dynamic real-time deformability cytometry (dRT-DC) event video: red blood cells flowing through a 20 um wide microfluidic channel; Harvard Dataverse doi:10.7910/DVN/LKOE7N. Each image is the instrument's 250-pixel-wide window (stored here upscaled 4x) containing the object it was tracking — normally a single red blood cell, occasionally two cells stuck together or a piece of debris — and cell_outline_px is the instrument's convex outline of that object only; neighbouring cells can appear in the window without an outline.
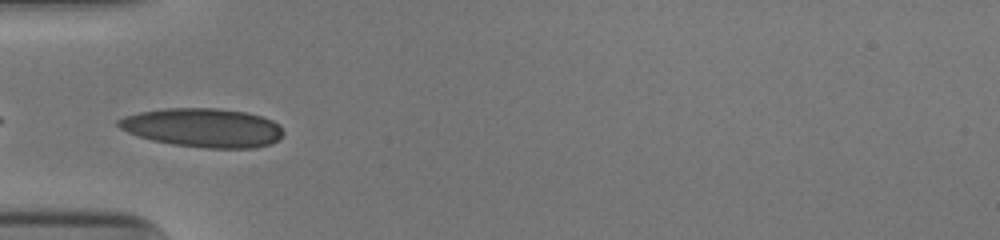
{"species": "human", "species_latin": "Homo sapiens", "temperature_condition": "cold", "stored_images_in_passage": 35, "camera_frame_rate_fps": 3000, "um_per_image_px": 0.085, "donor": {"sex": "male"}, "frame": {"image": 1, "passage_image": 1, "time_ms": 0.0, "image_size_px": [1000, 240], "cell_outline_px": [[284, 132], [272, 144], [252, 148], [204, 148], [172, 144], [152, 140], [128, 132], [120, 128], [116, 124], [116, 120], [124, 116], [140, 112], [164, 108], [216, 108], [244, 112], [260, 116], [272, 120]], "centroid_in_image_um": [17.22, 10.85], "position_along_channel_um": 67.8, "area_um2": 37.17}}
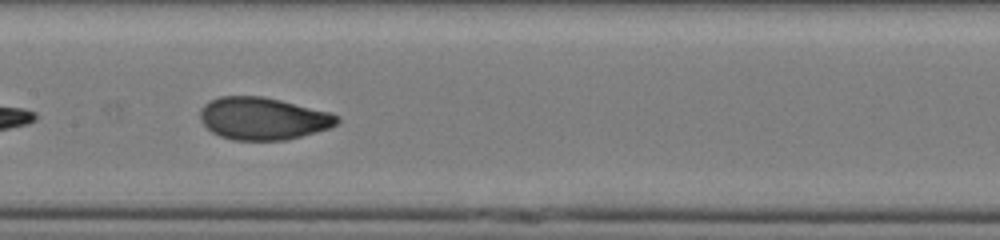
{"frame": {"image": 2, "passage_image": 10, "time_ms": 3.0, "image_size_px": [1000, 240], "cell_outline_px": [[340, 120], [336, 124], [328, 128], [316, 132], [288, 140], [232, 140], [220, 136], [212, 132], [200, 120], [200, 108], [204, 104], [220, 96], [264, 96], [332, 112], [340, 116]], "centroid_in_image_um": [22.37, 10.07], "position_along_channel_um": 185.0, "area_um2": 34.04}}
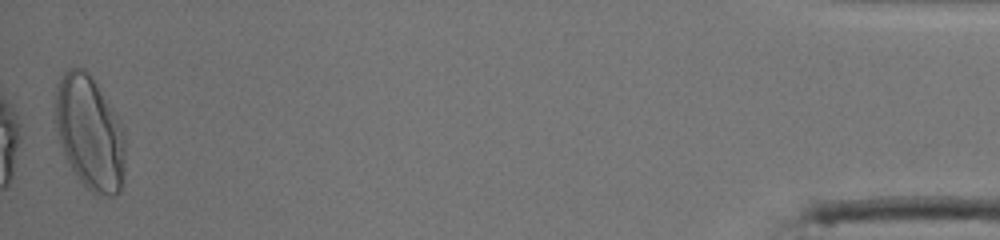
{"frame": {"image": 3, "passage_image": 35, "time_ms": 11.333, "image_size_px": [1000, 240], "cell_outline_px": [[124, 180], [120, 192], [112, 196], [108, 196], [92, 192], [80, 180], [72, 168], [64, 152], [56, 128], [56, 84], [64, 72], [68, 68], [84, 68], [88, 72], [96, 84], [116, 116], [124, 136]], "centroid_in_image_um": [7.63, 11.3], "position_along_channel_um": 427.6, "area_um2": 45.55}, "authors_computed_cell_mechanics": {"area_um2": 33.5818, "velocity_mm_per_s": 3.942, "shape_relaxation_time_tau1_ms": 3.7738, "shape_relaxation_time_tau2_ms": null, "deformation_change_tau1": 0.1694, "deformation_change_tau2": null}}